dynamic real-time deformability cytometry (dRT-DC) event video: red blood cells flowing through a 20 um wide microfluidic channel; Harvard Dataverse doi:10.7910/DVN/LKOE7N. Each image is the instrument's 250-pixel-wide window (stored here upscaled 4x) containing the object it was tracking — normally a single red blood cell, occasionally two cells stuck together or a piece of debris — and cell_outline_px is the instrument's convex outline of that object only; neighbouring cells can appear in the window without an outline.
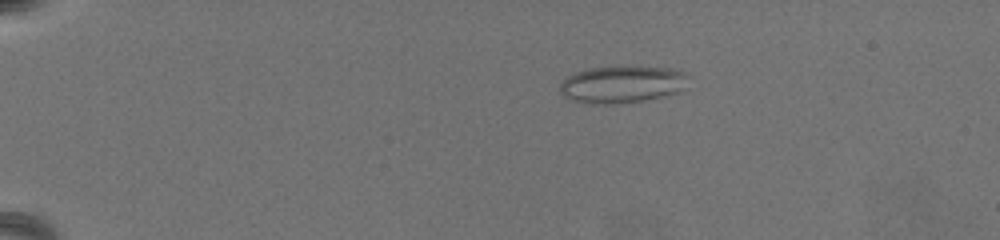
{"species": "common noctule bat (a hibernating species)", "species_latin": "Nyctalus noctula", "temperature_condition": "warm", "stored_images_in_passage": 43, "camera_frame_rate_fps": 3000, "um_per_image_px": 0.085, "animal": {"sex": "female", "body_mass_g": 19.5, "forearm_length_mm": 54.1}, "frame": {"image": 1, "passage_image": 11, "time_ms": 3.333, "image_size_px": [1000, 240], "cell_outline_px": [[688, 76], [676, 92], [664, 96], [644, 100], [616, 104], [592, 104], [572, 100], [564, 96], [560, 92], [560, 84], [568, 76], [576, 72], [588, 68], [668, 68], [684, 72]], "centroid_in_image_um": [52.79, 7.2], "position_along_channel_um": 32.2, "area_um2": 26.88}}
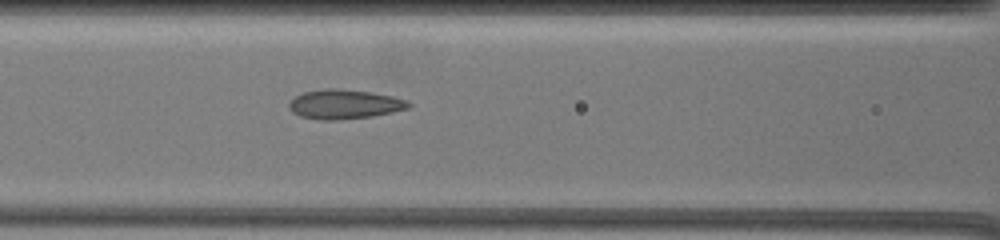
{"frame": {"image": 2, "passage_image": 30, "time_ms": 9.667, "image_size_px": [1000, 240], "cell_outline_px": [[412, 104], [408, 108], [392, 112], [372, 116], [340, 120], [316, 120], [300, 116], [292, 112], [288, 108], [288, 104], [296, 96], [304, 92], [324, 88], [340, 88], [372, 92], [392, 96], [408, 100]], "centroid_in_image_um": [29.27, 8.86], "position_along_channel_um": 137.3, "area_um2": 20.69}}
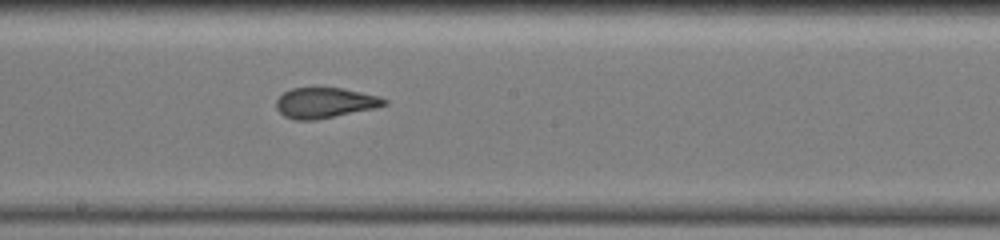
{"frame": {"image": 3, "passage_image": 38, "time_ms": 12.333, "image_size_px": [1000, 240], "cell_outline_px": [[388, 104], [376, 108], [316, 120], [296, 120], [284, 116], [276, 108], [276, 100], [284, 92], [292, 88], [312, 84], [316, 84], [344, 88], [380, 96], [388, 100]], "centroid_in_image_um": [27.62, 8.68], "position_along_channel_um": 220.6, "area_um2": 20.06}}